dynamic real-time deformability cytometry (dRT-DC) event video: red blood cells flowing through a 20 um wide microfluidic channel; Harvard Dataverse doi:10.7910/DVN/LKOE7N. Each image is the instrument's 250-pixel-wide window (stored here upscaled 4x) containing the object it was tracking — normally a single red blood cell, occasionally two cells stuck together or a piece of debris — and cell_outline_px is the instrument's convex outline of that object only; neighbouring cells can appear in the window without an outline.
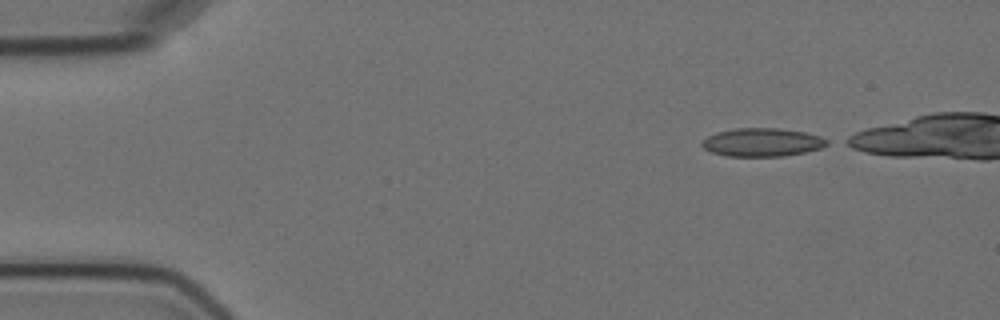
{"species": "Egyptian fruit bat (a non-hibernating species)", "species_latin": "Rousettus aegyptiacus", "temperature_condition": "cold", "stored_images_in_passage": 5, "camera_frame_rate_fps": 3000, "um_per_image_px": 0.085, "animal": {"sex": "female"}, "frame": {"image": 1, "passage_image": 1, "time_ms": 0.0, "image_size_px": [1000, 320], "cell_outline_px": [[828, 144], [820, 148], [804, 152], [784, 156], [724, 156], [712, 152], [704, 148], [700, 144], [708, 136], [716, 132], [736, 128], [780, 128], [804, 132], [820, 136], [828, 140]], "centroid_in_image_um": [64.77, 12.09], "position_along_channel_um": 20.2, "area_um2": 20.58}}